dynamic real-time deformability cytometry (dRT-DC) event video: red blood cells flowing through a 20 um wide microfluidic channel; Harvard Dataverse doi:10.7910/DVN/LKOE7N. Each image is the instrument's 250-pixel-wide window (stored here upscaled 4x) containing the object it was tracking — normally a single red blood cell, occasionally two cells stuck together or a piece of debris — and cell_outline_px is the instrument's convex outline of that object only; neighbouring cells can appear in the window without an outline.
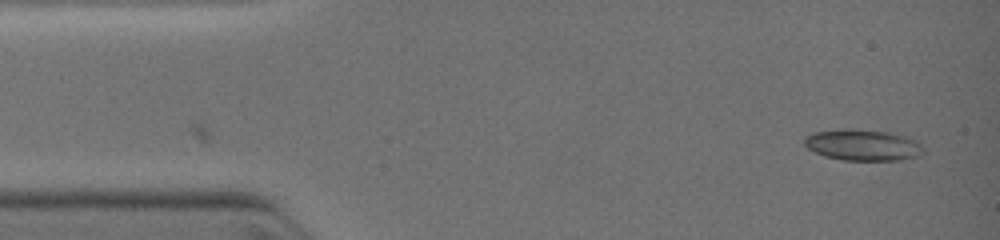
{"species": "common noctule bat (a hibernating species)", "species_latin": "Nyctalus noctula", "temperature_condition": "warm", "stored_images_in_passage": 4, "camera_frame_rate_fps": 3000, "um_per_image_px": 0.085, "animal": {"sex": "female", "body_mass_g": 19.0, "forearm_length_mm": 51.5}, "frame": {"image": 1, "passage_image": 4, "time_ms": 1.333, "image_size_px": [1000, 240], "cell_outline_px": [[924, 152], [920, 156], [900, 160], [844, 160], [824, 156], [808, 148], [804, 144], [804, 136], [812, 132], [888, 132], [904, 136], [920, 144], [924, 148]], "centroid_in_image_um": [73.37, 12.39], "position_along_channel_um": 11.6, "area_um2": 20.52}}